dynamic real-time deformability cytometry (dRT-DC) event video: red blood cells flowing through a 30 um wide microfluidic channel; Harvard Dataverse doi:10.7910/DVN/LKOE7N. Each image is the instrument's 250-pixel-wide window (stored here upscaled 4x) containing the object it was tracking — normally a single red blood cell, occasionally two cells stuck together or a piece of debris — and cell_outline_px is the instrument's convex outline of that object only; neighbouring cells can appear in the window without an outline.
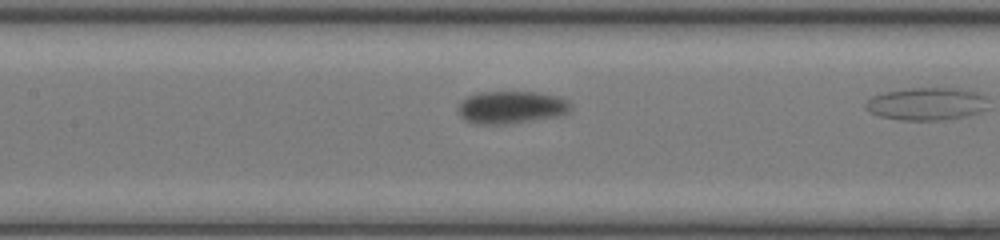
{"species": "common noctule bat (a hibernating species)", "species_latin": "Nyctalus noctula", "temperature_condition": "room temperature", "stored_images_in_passage": 26, "segment_of_instrument_passage": [1, 2], "camera_frame_rate_fps": 3000, "um_per_image_px": 0.085, "animal": {"sex": "female", "body_mass_g": 17.0, "forearm_length_mm": 48.0}, "frame": {"image": 1, "passage_image": 10, "time_ms": 3.0, "image_size_px": [1000, 240], "cell_outline_px": [[572, 108], [568, 112], [560, 116], [504, 124], [476, 124], [464, 120], [460, 116], [460, 100], [468, 96], [480, 92], [536, 92], [560, 96], [568, 100], [572, 104]], "centroid_in_image_um": [43.49, 9.11], "position_along_channel_um": 163.9, "area_um2": 21.44}}
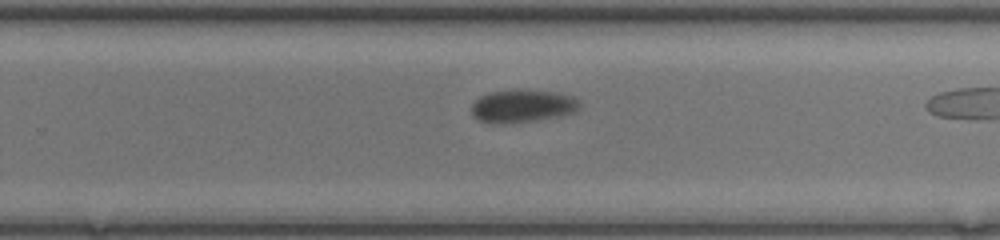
{"frame": {"image": 2, "passage_image": 19, "time_ms": 6.0, "image_size_px": [1000, 240], "cell_outline_px": [[580, 108], [576, 112], [560, 116], [536, 120], [504, 124], [492, 124], [480, 120], [472, 116], [472, 104], [480, 96], [488, 92], [560, 92], [572, 96], [580, 100]], "centroid_in_image_um": [44.43, 9.06], "position_along_channel_um": 285.4, "area_um2": 20.29}}
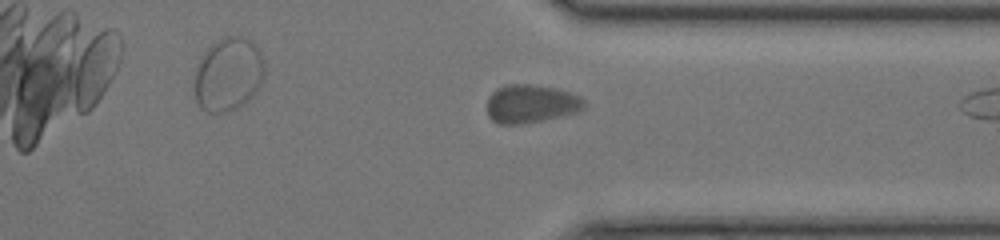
{"frame": {"image": 3, "passage_image": 25, "time_ms": 8.0, "image_size_px": [1000, 240], "cell_outline_px": [[588, 104], [584, 108], [576, 112], [560, 116], [540, 120], [516, 124], [496, 124], [488, 116], [488, 96], [496, 88], [504, 84], [532, 84], [556, 88], [580, 96]], "centroid_in_image_um": [45.11, 8.8], "position_along_channel_um": 366.3, "area_um2": 21.73}}